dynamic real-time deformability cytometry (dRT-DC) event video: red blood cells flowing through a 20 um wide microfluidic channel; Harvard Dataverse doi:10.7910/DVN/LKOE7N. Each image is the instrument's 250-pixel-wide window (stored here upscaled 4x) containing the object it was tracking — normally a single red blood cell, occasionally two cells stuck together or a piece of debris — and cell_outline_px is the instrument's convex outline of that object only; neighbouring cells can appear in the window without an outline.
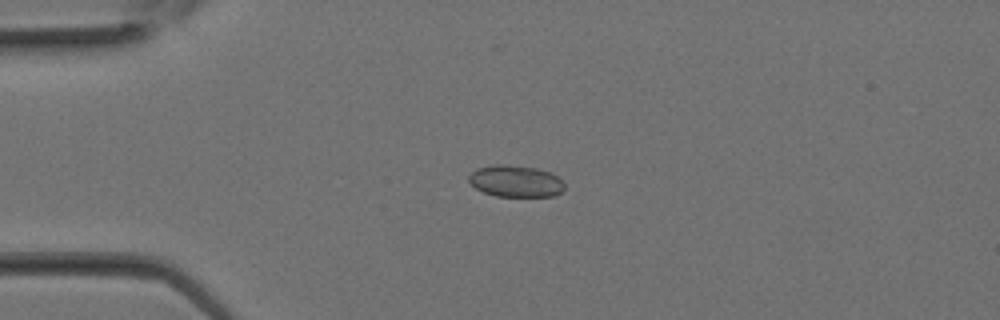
{"species": "Egyptian fruit bat (a non-hibernating species)", "species_latin": "Rousettus aegyptiacus", "temperature_condition": "room temperature", "stored_images_in_passage": 10, "camera_frame_rate_fps": 3000, "um_per_image_px": 0.085, "animal": {"sex": "female"}, "frame": {"image": 1, "passage_image": 7, "time_ms": 2.0, "image_size_px": [1000, 320], "cell_outline_px": [[564, 188], [556, 196], [496, 196], [484, 192], [476, 188], [468, 180], [468, 176], [476, 168], [496, 164], [504, 164], [536, 168], [552, 172], [564, 184]], "centroid_in_image_um": [43.82, 15.39], "position_along_channel_um": 41.2, "area_um2": 17.63}}